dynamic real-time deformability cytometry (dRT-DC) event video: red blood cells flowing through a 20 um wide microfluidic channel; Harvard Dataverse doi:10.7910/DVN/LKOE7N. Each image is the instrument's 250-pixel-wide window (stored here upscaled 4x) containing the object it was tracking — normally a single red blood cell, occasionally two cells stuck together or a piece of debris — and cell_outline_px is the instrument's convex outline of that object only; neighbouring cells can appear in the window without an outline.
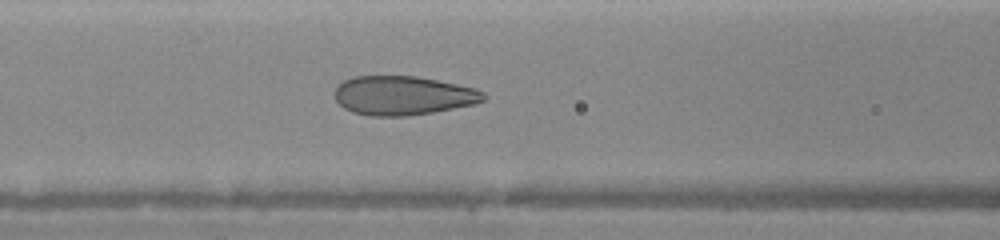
{"species": "human", "species_latin": "Homo sapiens", "temperature_condition": "warm", "stored_images_in_passage": 18, "camera_frame_rate_fps": 3000, "um_per_image_px": 0.085, "donor": {"sex": "female"}, "frame": {"image": 1, "passage_image": 16, "time_ms": 6.0, "image_size_px": [1000, 240], "cell_outline_px": [[488, 96], [484, 100], [476, 104], [432, 112], [408, 116], [368, 116], [352, 112], [344, 108], [332, 96], [336, 88], [344, 80], [356, 76], [416, 76], [476, 88], [484, 92]], "centroid_in_image_um": [34.26, 8.12], "position_along_channel_um": 132.3, "area_um2": 34.04}}
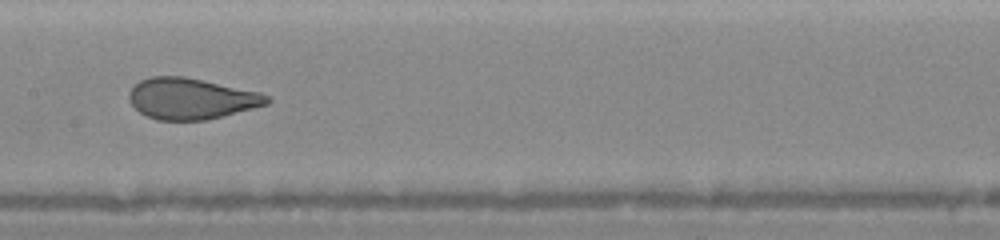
{"frame": {"image": 2, "passage_image": 18, "time_ms": 7.333, "image_size_px": [1000, 240], "cell_outline_px": [[272, 100], [268, 104], [204, 120], [156, 120], [140, 112], [128, 100], [128, 92], [140, 80], [152, 76], [184, 76], [204, 80], [260, 92], [268, 96]], "centroid_in_image_um": [16.23, 8.37], "position_along_channel_um": 191.2, "area_um2": 32.83}}